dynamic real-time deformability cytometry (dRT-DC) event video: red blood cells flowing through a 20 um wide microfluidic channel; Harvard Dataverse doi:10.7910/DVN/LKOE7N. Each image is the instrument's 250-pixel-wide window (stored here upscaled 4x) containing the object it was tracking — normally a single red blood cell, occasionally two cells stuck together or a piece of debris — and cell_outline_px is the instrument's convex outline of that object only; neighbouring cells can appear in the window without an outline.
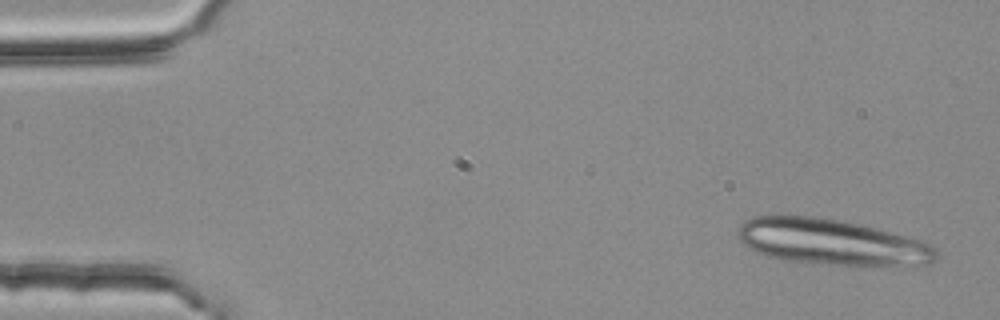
{"species": "common noctule bat (a hibernating species)", "species_latin": "Nyctalus noctula", "temperature_condition": "room temperature", "stored_images_in_passage": 3, "camera_frame_rate_fps": 3000, "um_per_image_px": 0.085, "animal": {"sex": "female", "body_mass_g": 25.1}, "frame": {"image": 1, "passage_image": 1, "time_ms": 0.0, "image_size_px": [1000, 320], "cell_outline_px": [[936, 260], [928, 264], [836, 264], [784, 260], [768, 256], [744, 244], [736, 236], [736, 232], [740, 224], [744, 220], [752, 216], [812, 216], [840, 220], [860, 224], [876, 228], [920, 240], [936, 248]], "centroid_in_image_um": [70.62, 20.54], "position_along_channel_um": 14.4, "area_um2": 51.96}}